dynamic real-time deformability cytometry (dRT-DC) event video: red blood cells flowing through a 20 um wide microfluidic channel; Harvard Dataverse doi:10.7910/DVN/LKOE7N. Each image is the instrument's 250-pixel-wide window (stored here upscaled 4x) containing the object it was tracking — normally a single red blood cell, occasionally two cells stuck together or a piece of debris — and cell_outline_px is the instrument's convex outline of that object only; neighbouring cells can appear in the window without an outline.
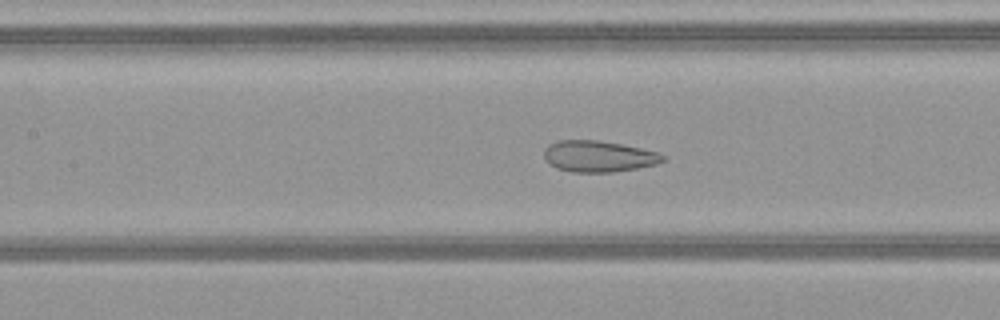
{"species": "common noctule bat (a hibernating species)", "species_latin": "Nyctalus noctula", "temperature_condition": "warm", "stored_images_in_passage": 50, "camera_frame_rate_fps": 3000, "um_per_image_px": 0.085, "animal": {"sex": "female", "body_mass_g": 21.9}, "frame": {"image": 1, "passage_image": 23, "time_ms": 7.333, "image_size_px": [1000, 320], "cell_outline_px": [[664, 160], [656, 164], [636, 168], [612, 172], [572, 172], [556, 168], [544, 156], [544, 148], [548, 144], [556, 140], [596, 140], [620, 144], [660, 152], [664, 156]], "centroid_in_image_um": [50.86, 13.28], "position_along_channel_um": 156.5, "area_um2": 21.5}}
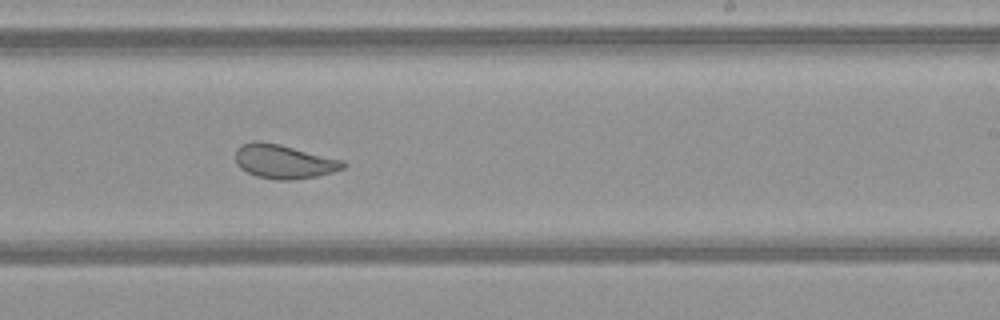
{"frame": {"image": 2, "passage_image": 31, "time_ms": 10.0, "image_size_px": [1000, 320], "cell_outline_px": [[348, 164], [344, 168], [332, 172], [316, 176], [292, 180], [276, 180], [256, 176], [240, 168], [236, 164], [236, 148], [252, 140], [260, 140], [280, 144], [344, 160]], "centroid_in_image_um": [24.13, 13.72], "position_along_channel_um": 264.9, "area_um2": 21.5}}
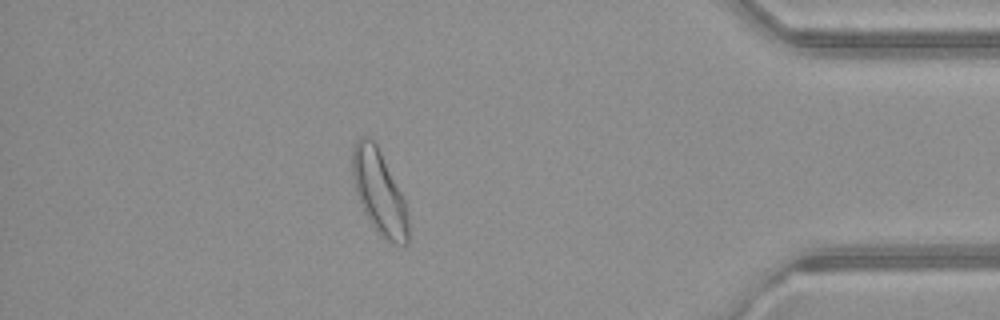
{"frame": {"image": 3, "passage_image": 44, "time_ms": 14.333, "image_size_px": [1000, 320], "cell_outline_px": [[408, 244], [392, 244], [384, 240], [380, 236], [364, 212], [356, 196], [352, 172], [352, 148], [356, 140], [360, 136], [368, 136], [376, 144], [404, 200], [408, 212]], "centroid_in_image_um": [32.21, 16.36], "position_along_channel_um": 403.0, "area_um2": 27.22}, "authors_computed_cell_mechanics": {"area_um2": 25.9811, "velocity_mm_per_s": 4.0743, "shape_relaxation_time_tau1_ms": 4.3762, "shape_relaxation_time_tau2_ms": 0.8228, "deformation_change_tau1": 0.1207, "deformation_change_tau2": 0.076}}